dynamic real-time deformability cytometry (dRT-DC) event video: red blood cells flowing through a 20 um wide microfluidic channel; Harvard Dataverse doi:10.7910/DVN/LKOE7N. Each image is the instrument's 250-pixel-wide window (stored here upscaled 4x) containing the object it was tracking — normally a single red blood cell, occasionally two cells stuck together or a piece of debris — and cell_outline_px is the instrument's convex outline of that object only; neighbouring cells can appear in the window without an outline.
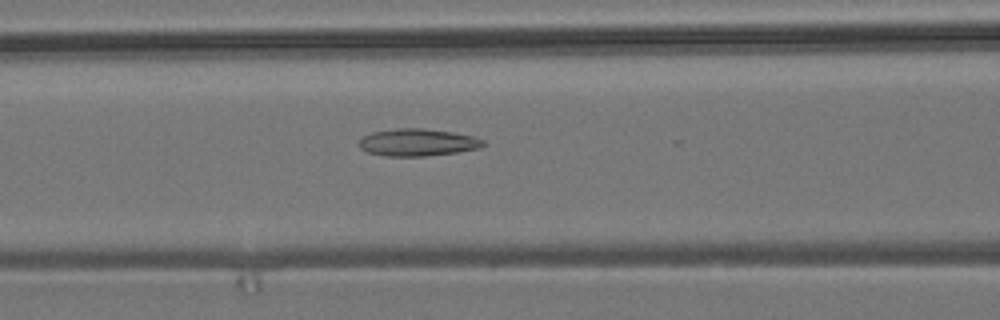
{"species": "common noctule bat (a hibernating species)", "species_latin": "Nyctalus noctula", "temperature_condition": "room temperature", "stored_images_in_passage": 32, "camera_frame_rate_fps": 3000, "um_per_image_px": 0.085, "animal": {"sex": "male", "body_mass_g": 19.2, "forearm_length_mm": 51.8}, "frame": {"image": 1, "passage_image": 23, "time_ms": 7.333, "image_size_px": [1000, 320], "cell_outline_px": [[488, 144], [480, 148], [456, 152], [424, 156], [384, 156], [368, 152], [360, 148], [360, 140], [364, 136], [372, 132], [396, 128], [424, 128], [452, 132], [472, 136], [484, 140]], "centroid_in_image_um": [35.52, 12.1], "position_along_channel_um": 131.1, "area_um2": 19.71}}
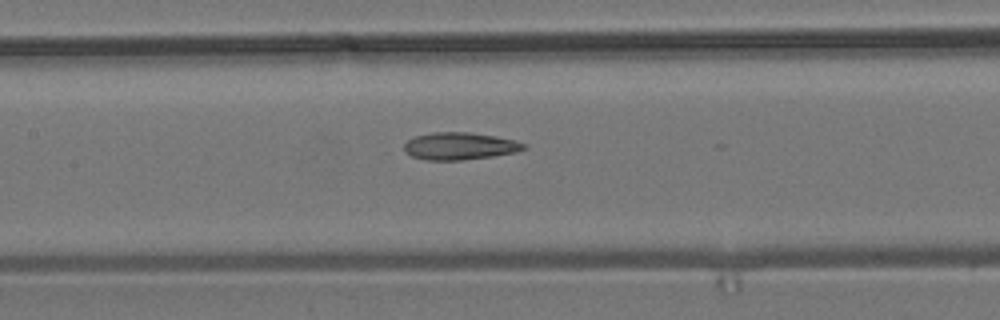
{"frame": {"image": 2, "passage_image": 26, "time_ms": 8.333, "image_size_px": [1000, 320], "cell_outline_px": [[528, 148], [516, 152], [492, 156], [460, 160], [428, 160], [412, 156], [404, 148], [404, 144], [408, 140], [416, 136], [432, 132], [468, 132], [496, 136], [516, 140], [528, 144]], "centroid_in_image_um": [39.14, 12.41], "position_along_channel_um": 168.3, "area_um2": 19.02}}
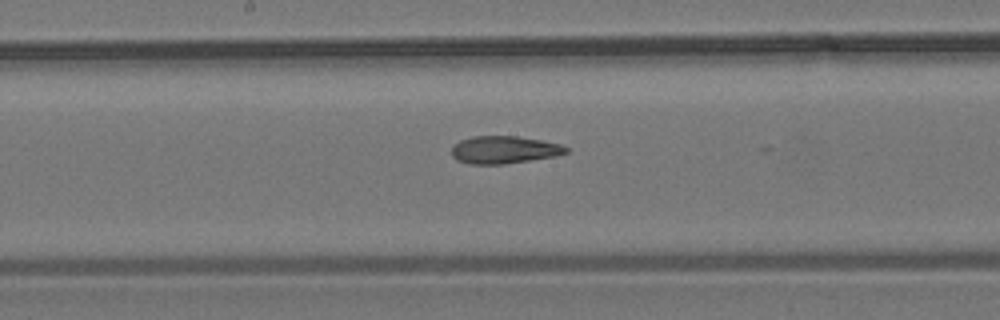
{"frame": {"image": 3, "passage_image": 29, "time_ms": 9.333, "image_size_px": [1000, 320], "cell_outline_px": [[568, 152], [556, 156], [504, 164], [468, 164], [456, 160], [452, 156], [452, 144], [460, 140], [472, 136], [516, 136], [540, 140], [560, 144], [568, 148]], "centroid_in_image_um": [42.81, 12.73], "position_along_channel_um": 205.4, "area_um2": 18.44}}